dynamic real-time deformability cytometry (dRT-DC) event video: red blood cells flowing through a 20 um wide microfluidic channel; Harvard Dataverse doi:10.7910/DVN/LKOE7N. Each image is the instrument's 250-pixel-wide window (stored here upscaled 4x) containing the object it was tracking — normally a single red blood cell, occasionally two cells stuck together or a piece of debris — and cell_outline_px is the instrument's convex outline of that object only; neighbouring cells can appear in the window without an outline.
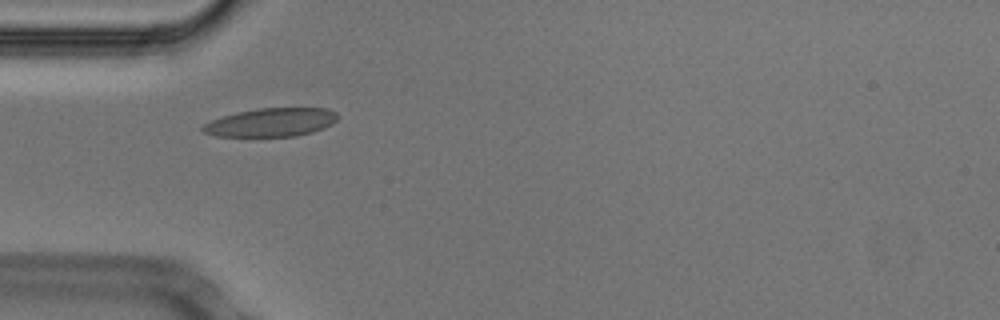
{"species": "Egyptian fruit bat (a non-hibernating species)", "species_latin": "Rousettus aegyptiacus", "temperature_condition": "cold", "stored_images_in_passage": 38, "camera_frame_rate_fps": 3000, "um_per_image_px": 0.085, "animal": {"sex": "male"}, "frame": {"image": 1, "passage_image": 1, "time_ms": 0.0, "image_size_px": [1000, 320], "cell_outline_px": [[336, 120], [332, 124], [324, 128], [312, 132], [296, 136], [216, 136], [204, 132], [200, 128], [204, 124], [212, 120], [236, 112], [256, 108], [328, 108], [336, 112]], "centroid_in_image_um": [23.05, 10.39], "position_along_channel_um": 61.9, "area_um2": 22.31}}
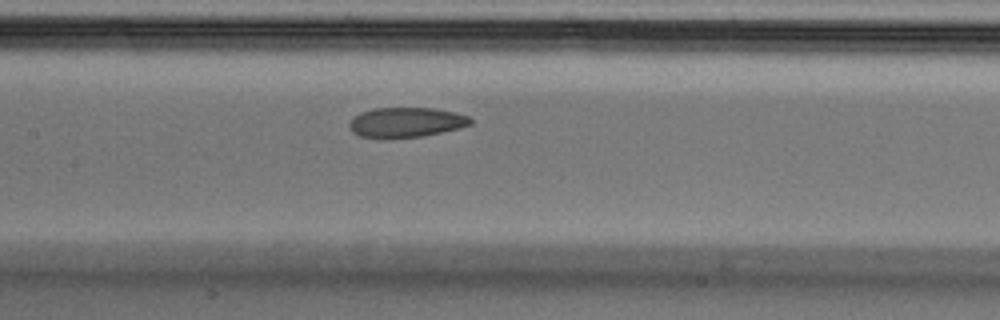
{"frame": {"image": 2, "passage_image": 10, "time_ms": 3.0, "image_size_px": [1000, 320], "cell_outline_px": [[472, 124], [460, 128], [420, 136], [388, 140], [380, 140], [360, 136], [352, 132], [348, 124], [352, 116], [360, 112], [372, 108], [432, 108], [456, 112], [468, 116], [472, 120]], "centroid_in_image_um": [34.45, 10.42], "position_along_channel_um": 173.0, "area_um2": 21.68}}
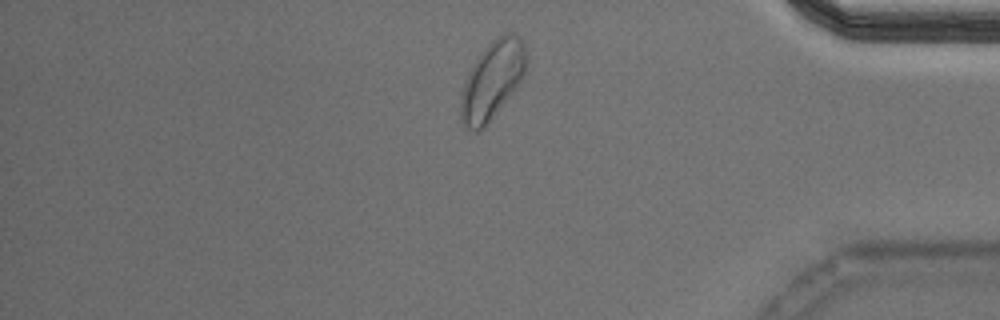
{"frame": {"image": 3, "passage_image": 30, "time_ms": 9.667, "image_size_px": [1000, 320], "cell_outline_px": [[528, 60], [524, 72], [520, 80], [512, 92], [488, 124], [480, 132], [472, 132], [460, 120], [460, 92], [476, 60], [484, 48], [496, 36], [504, 32], [508, 32], [516, 36], [524, 44], [528, 56]], "centroid_in_image_um": [41.83, 6.84], "position_along_channel_um": 393.4, "area_um2": 29.59}, "authors_computed_cell_mechanics": {"area_um2": 22.2819, "velocity_mm_per_s": 3.7154, "shape_relaxation_time_tau1_ms": 6.9669, "shape_relaxation_time_tau2_ms": 3.8841, "deformation_change_tau1": 0.1313, "deformation_change_tau2": 0.0843}}